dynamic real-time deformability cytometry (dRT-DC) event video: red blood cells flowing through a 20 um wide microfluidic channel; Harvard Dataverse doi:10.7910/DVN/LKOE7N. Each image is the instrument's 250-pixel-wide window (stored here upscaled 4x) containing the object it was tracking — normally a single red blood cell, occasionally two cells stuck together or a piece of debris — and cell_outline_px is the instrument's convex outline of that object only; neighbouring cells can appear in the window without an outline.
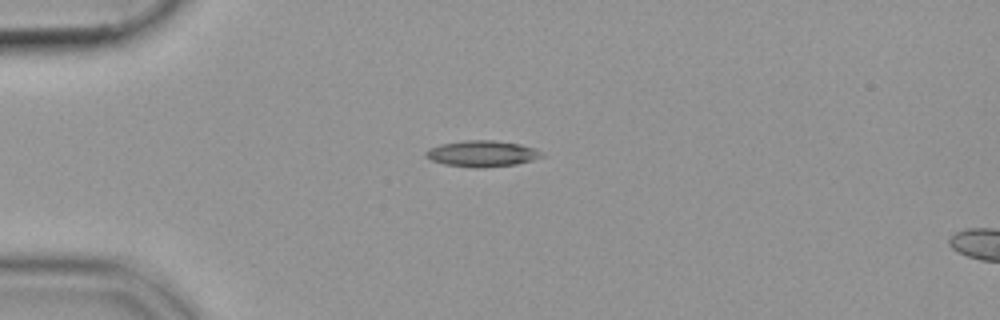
{"species": "common noctule bat (a hibernating species)", "species_latin": "Nyctalus noctula", "temperature_condition": "cold", "stored_images_in_passage": 41, "camera_frame_rate_fps": 3000, "um_per_image_px": 0.085, "animal": {"sex": "female", "body_mass_g": 19.9}, "frame": {"image": 1, "passage_image": 1, "time_ms": 0.0, "image_size_px": [1000, 320], "cell_outline_px": [[544, 156], [532, 160], [516, 164], [484, 168], [472, 168], [444, 164], [432, 160], [424, 156], [424, 152], [428, 148], [440, 144], [464, 140], [496, 140], [520, 144], [536, 148]], "centroid_in_image_um": [40.95, 13.06], "position_along_channel_um": 44.1, "area_um2": 17.86}}
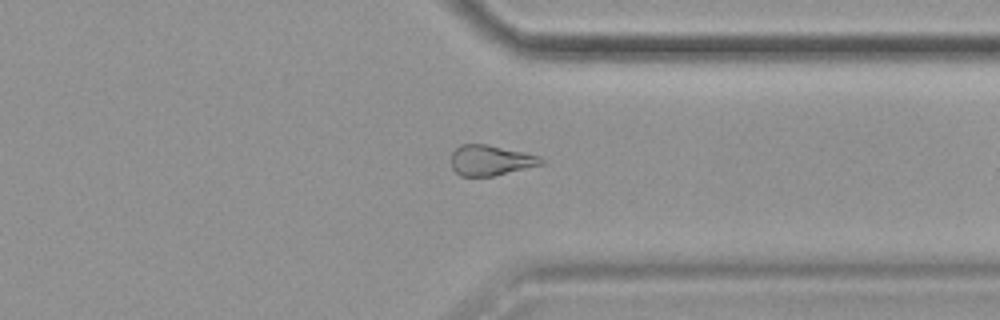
{"frame": {"image": 2, "passage_image": 29, "time_ms": 9.333, "image_size_px": [1000, 320], "cell_outline_px": [[544, 164], [492, 176], [460, 176], [452, 168], [452, 152], [460, 144], [488, 144], [540, 156], [544, 160]], "centroid_in_image_um": [41.7, 13.62], "position_along_channel_um": 369.7, "area_um2": 15.9}}
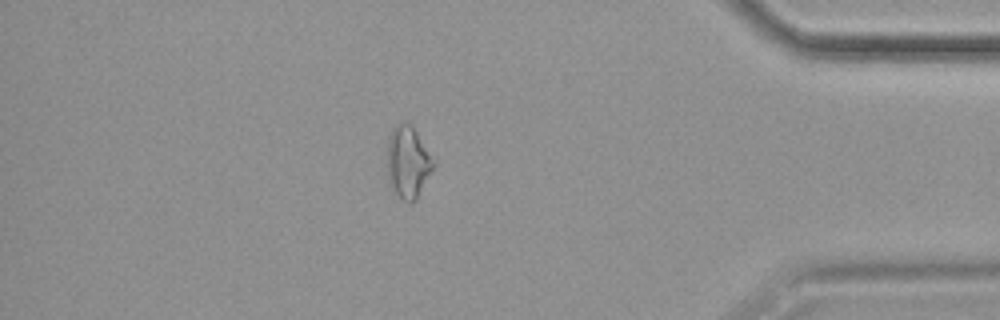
{"frame": {"image": 3, "passage_image": 34, "time_ms": 11.0, "image_size_px": [1000, 320], "cell_outline_px": [[436, 164], [416, 200], [412, 204], [408, 204], [392, 192], [388, 180], [388, 136], [392, 128], [400, 120], [408, 120], [412, 124], [436, 160]], "centroid_in_image_um": [34.69, 13.75], "position_along_channel_um": 400.5, "area_um2": 20.23}}